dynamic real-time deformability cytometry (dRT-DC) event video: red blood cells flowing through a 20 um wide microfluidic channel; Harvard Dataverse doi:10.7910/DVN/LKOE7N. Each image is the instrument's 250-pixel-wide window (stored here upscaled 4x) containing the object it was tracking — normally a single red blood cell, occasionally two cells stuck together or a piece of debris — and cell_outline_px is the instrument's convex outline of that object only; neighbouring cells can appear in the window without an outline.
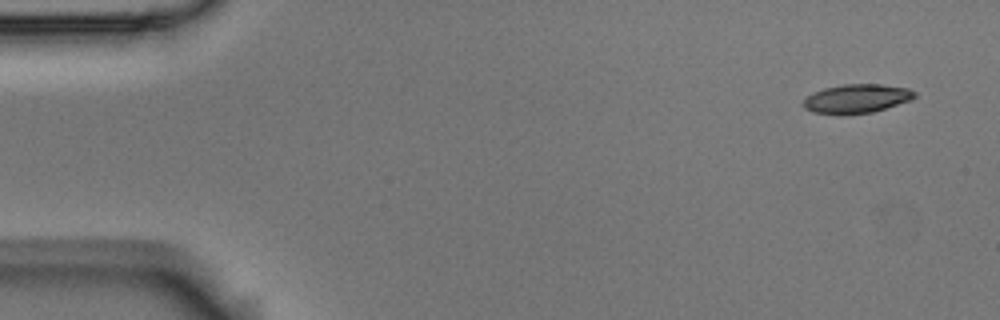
{"species": "Egyptian fruit bat (a non-hibernating species)", "species_latin": "Rousettus aegyptiacus", "temperature_condition": "room temperature", "stored_images_in_passage": 6, "camera_frame_rate_fps": 3000, "um_per_image_px": 0.085, "animal": {"sex": "male"}, "frame": {"image": 1, "passage_image": 1, "time_ms": 0.0, "image_size_px": [1000, 320], "cell_outline_px": [[916, 96], [912, 100], [872, 112], [844, 116], [812, 112], [804, 108], [804, 96], [824, 88], [844, 84], [880, 84], [908, 88], [916, 92]], "centroid_in_image_um": [72.8, 8.4], "position_along_channel_um": 12.2, "area_um2": 19.07}}
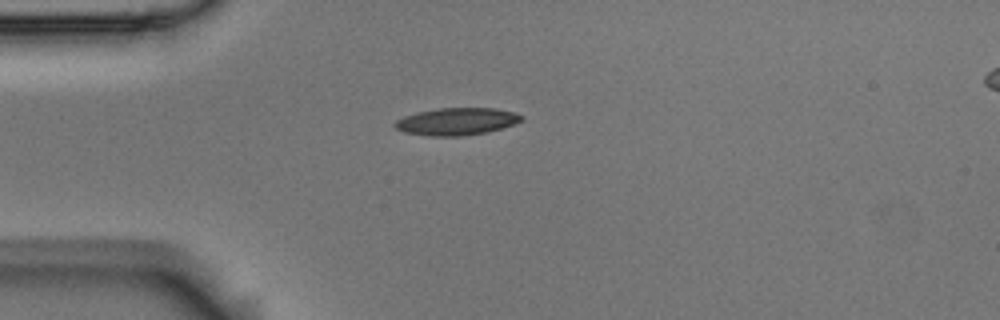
{"frame": {"image": 2, "passage_image": 4, "time_ms": 1.0, "image_size_px": [1000, 320], "cell_outline_px": [[524, 120], [488, 132], [464, 136], [428, 136], [404, 132], [396, 128], [392, 124], [396, 120], [404, 116], [416, 112], [440, 108], [496, 108], [512, 112], [524, 116]], "centroid_in_image_um": [38.79, 10.33], "position_along_channel_um": 46.2, "area_um2": 20.17}}
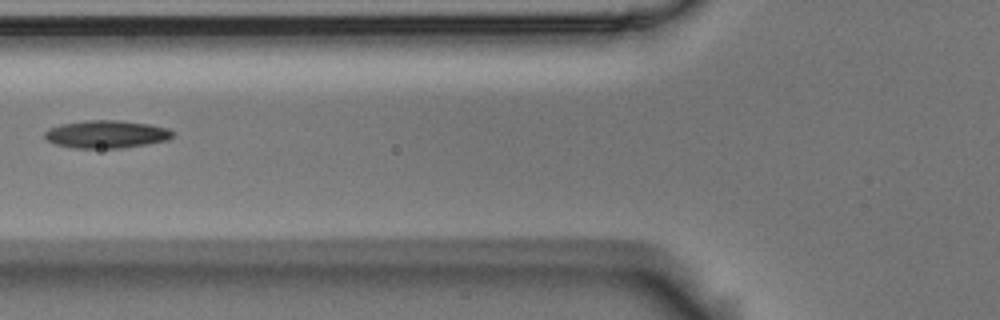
{"frame": {"image": 3, "passage_image": 6, "time_ms": 1.667, "image_size_px": [1000, 320], "cell_outline_px": [[172, 136], [168, 140], [148, 144], [120, 148], [72, 148], [56, 144], [48, 140], [44, 136], [44, 132], [48, 128], [60, 124], [84, 120], [120, 120], [148, 124], [168, 128], [172, 132]], "centroid_in_image_um": [9.01, 11.4], "position_along_channel_um": 116.8, "area_um2": 20.75}}